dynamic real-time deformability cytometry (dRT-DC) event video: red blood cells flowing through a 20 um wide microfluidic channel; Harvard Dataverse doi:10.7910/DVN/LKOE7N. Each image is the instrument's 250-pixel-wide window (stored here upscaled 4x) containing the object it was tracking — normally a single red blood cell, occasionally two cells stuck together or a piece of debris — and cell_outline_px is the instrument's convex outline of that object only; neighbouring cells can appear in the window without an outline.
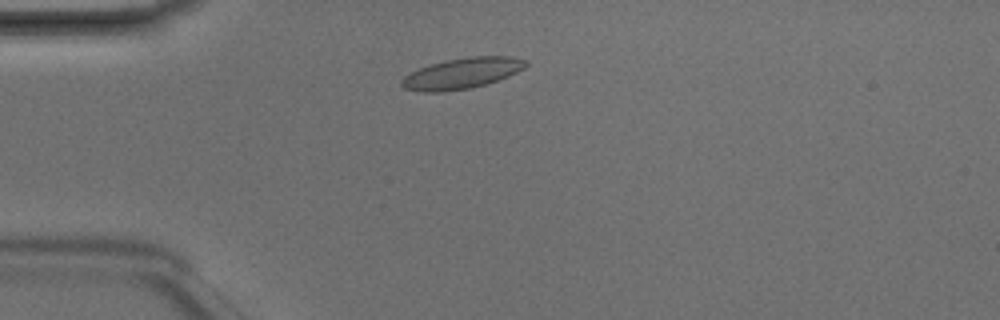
{"species": "Egyptian fruit bat (a non-hibernating species)", "species_latin": "Rousettus aegyptiacus", "temperature_condition": "room temperature", "stored_images_in_passage": 2, "camera_frame_rate_fps": 3000, "um_per_image_px": 0.085, "animal": {"sex": "male"}, "frame": {"image": 1, "passage_image": 2, "time_ms": 0.333, "image_size_px": [1000, 320], "cell_outline_px": [[528, 64], [524, 68], [508, 76], [472, 88], [440, 92], [424, 92], [404, 88], [400, 84], [400, 80], [404, 76], [428, 64], [444, 60], [468, 56], [512, 56], [528, 60]], "centroid_in_image_um": [39.26, 6.22], "position_along_channel_um": 45.7, "area_um2": 22.37}}